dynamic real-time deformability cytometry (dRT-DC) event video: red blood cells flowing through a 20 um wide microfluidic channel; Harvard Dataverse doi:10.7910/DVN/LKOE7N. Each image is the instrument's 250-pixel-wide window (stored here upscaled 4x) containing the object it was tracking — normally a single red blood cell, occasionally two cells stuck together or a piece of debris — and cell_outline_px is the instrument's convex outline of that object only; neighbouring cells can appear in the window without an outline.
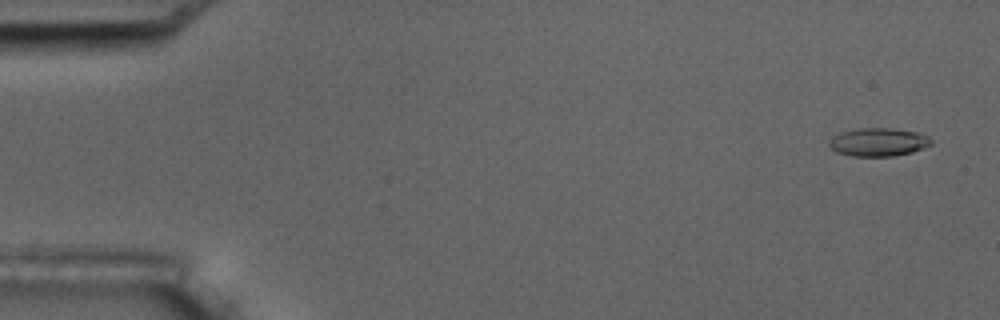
{"species": "common noctule bat (a hibernating species)", "species_latin": "Nyctalus noctula", "temperature_condition": "room temperature", "stored_images_in_passage": 5, "camera_frame_rate_fps": 3000, "um_per_image_px": 0.085, "animal": {"sex": "male", "body_mass_g": 17.5, "forearm_length_mm": 52.3}, "frame": {"image": 1, "passage_image": 1, "time_ms": 0.0, "image_size_px": [1000, 320], "cell_outline_px": [[932, 144], [924, 148], [912, 152], [892, 156], [852, 156], [836, 152], [828, 144], [832, 136], [840, 132], [856, 128], [892, 128], [920, 132], [928, 136], [932, 140]], "centroid_in_image_um": [74.67, 12.06], "position_along_channel_um": 10.3, "area_um2": 16.99}}
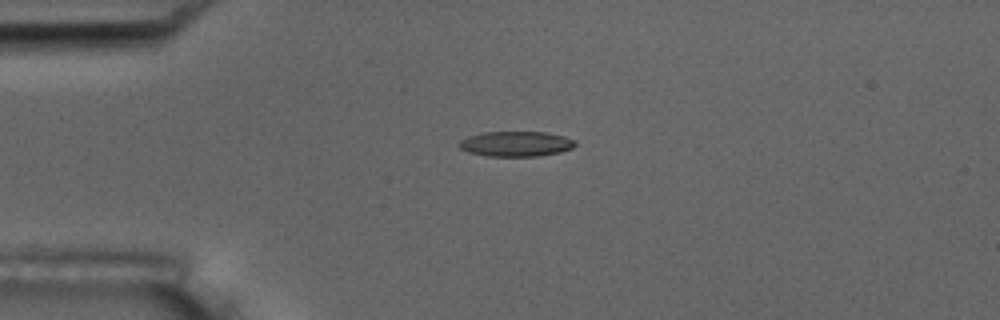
{"frame": {"image": 2, "passage_image": 4, "time_ms": 3.667, "image_size_px": [1000, 320], "cell_outline_px": [[576, 144], [572, 148], [560, 152], [540, 156], [488, 156], [468, 152], [460, 148], [456, 144], [460, 140], [468, 136], [484, 132], [544, 132], [564, 136], [576, 140]], "centroid_in_image_um": [43.85, 12.23], "position_along_channel_um": 41.2, "area_um2": 17.11}}